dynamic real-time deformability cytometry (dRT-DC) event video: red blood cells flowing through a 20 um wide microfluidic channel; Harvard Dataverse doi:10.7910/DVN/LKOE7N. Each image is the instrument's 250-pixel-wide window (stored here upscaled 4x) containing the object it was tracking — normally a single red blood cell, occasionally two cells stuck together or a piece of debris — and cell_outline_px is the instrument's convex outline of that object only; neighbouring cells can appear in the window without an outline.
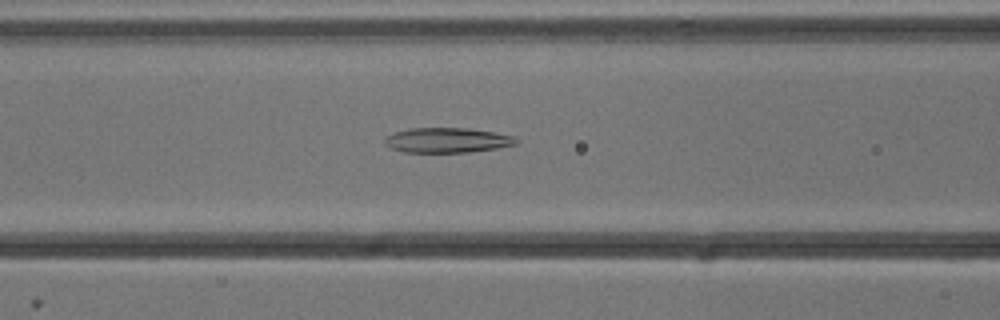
{"species": "common noctule bat (a hibernating species)", "species_latin": "Nyctalus noctula", "temperature_condition": "cold", "stored_images_in_passage": 54, "camera_frame_rate_fps": 3000, "um_per_image_px": 0.085, "animal": {"sex": "male", "body_mass_g": 13.3}, "frame": {"image": 1, "passage_image": 22, "time_ms": 7.0, "image_size_px": [1000, 320], "cell_outline_px": [[520, 140], [516, 144], [496, 148], [468, 152], [404, 152], [392, 148], [384, 144], [384, 140], [392, 132], [408, 128], [468, 128], [516, 136]], "centroid_in_image_um": [38.01, 11.91], "position_along_channel_um": 128.6, "area_um2": 19.13}}
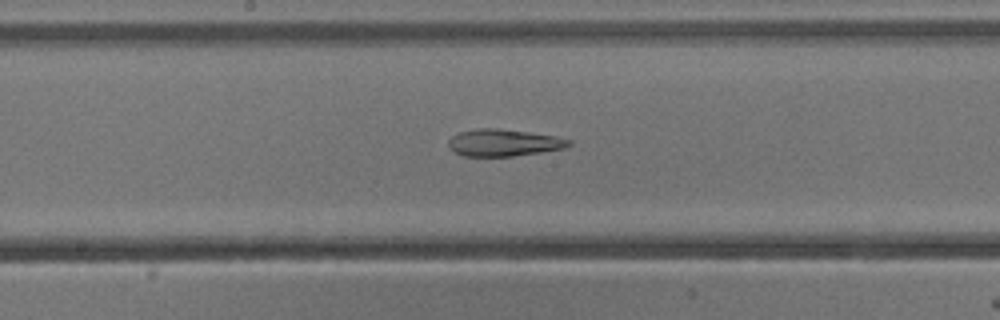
{"frame": {"image": 2, "passage_image": 28, "time_ms": 9.0, "image_size_px": [1000, 320], "cell_outline_px": [[572, 144], [564, 148], [540, 152], [512, 156], [464, 156], [448, 148], [448, 140], [452, 136], [460, 132], [476, 128], [496, 128], [528, 132], [556, 136], [572, 140]], "centroid_in_image_um": [42.8, 12.12], "position_along_channel_um": 205.4, "area_um2": 18.9}}
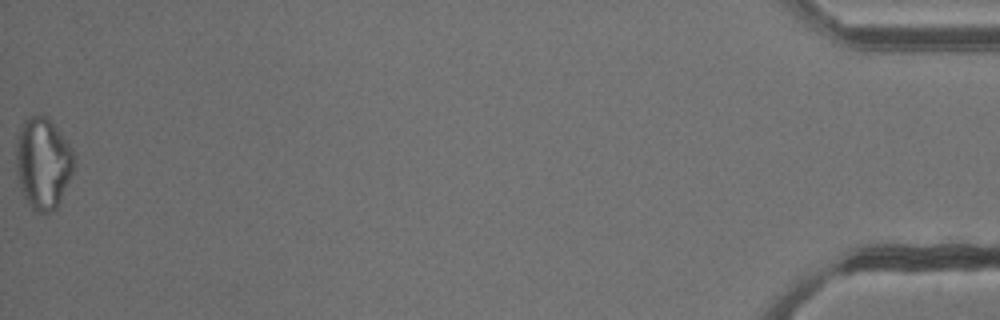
{"frame": {"image": 3, "passage_image": 54, "time_ms": 17.667, "image_size_px": [1000, 320], "cell_outline_px": [[76, 164], [60, 200], [56, 208], [52, 212], [32, 212], [20, 188], [16, 176], [16, 140], [20, 128], [24, 120], [28, 116], [44, 112], [48, 116], [68, 140], [72, 148]], "centroid_in_image_um": [3.65, 13.82], "position_along_channel_um": 431.5, "area_um2": 31.73}, "authors_computed_cell_mechanics": {"area_um2": 23.1778, "velocity_mm_per_s": 3.8282, "shape_relaxation_time_tau1_ms": null, "shape_relaxation_time_tau2_ms": 3.3749, "deformation_change_tau1": null, "deformation_change_tau2": 0.1299}}